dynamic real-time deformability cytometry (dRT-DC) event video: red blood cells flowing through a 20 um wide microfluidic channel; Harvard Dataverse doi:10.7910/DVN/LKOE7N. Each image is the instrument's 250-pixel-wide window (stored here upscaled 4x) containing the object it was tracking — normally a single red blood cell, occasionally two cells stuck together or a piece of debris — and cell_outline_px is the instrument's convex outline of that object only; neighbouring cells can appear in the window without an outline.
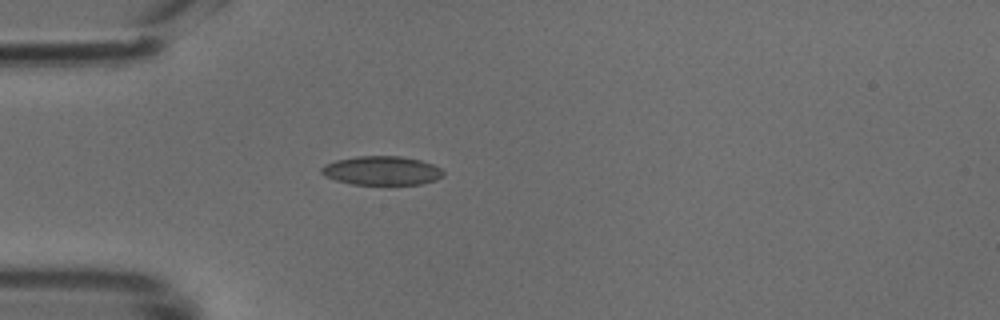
{"species": "common noctule bat (a hibernating species)", "species_latin": "Nyctalus noctula", "temperature_condition": "cold", "stored_images_in_passage": 31, "camera_frame_rate_fps": 3000, "um_per_image_px": 0.085, "animal": {"sex": "male", "body_mass_g": 18.8}, "frame": {"image": 1, "passage_image": 1, "time_ms": 0.0, "image_size_px": [1000, 320], "cell_outline_px": [[444, 176], [436, 180], [420, 184], [388, 188], [352, 184], [336, 180], [324, 176], [320, 172], [320, 168], [324, 164], [336, 160], [356, 156], [400, 156], [420, 160], [432, 164], [440, 168], [444, 172]], "centroid_in_image_um": [32.45, 14.55], "position_along_channel_um": 52.5, "area_um2": 21.56}}
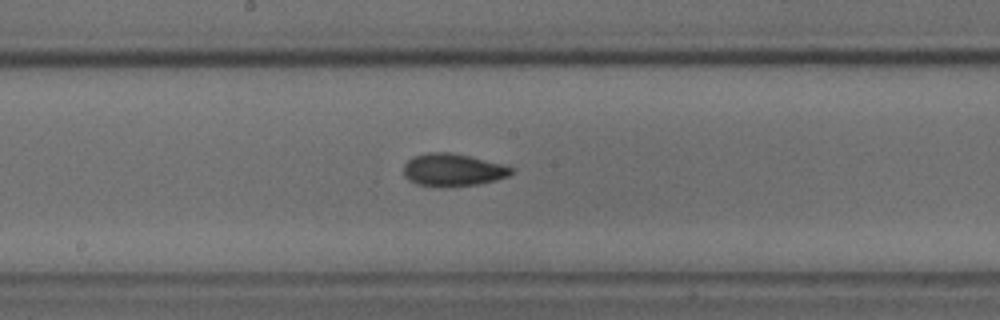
{"frame": {"image": 2, "passage_image": 13, "time_ms": 4.0, "image_size_px": [1000, 320], "cell_outline_px": [[516, 168], [508, 176], [496, 180], [480, 184], [452, 188], [440, 188], [416, 184], [408, 180], [404, 176], [404, 164], [412, 156], [428, 152], [452, 152], [504, 164]], "centroid_in_image_um": [38.49, 14.46], "position_along_channel_um": 209.7, "area_um2": 21.1}}
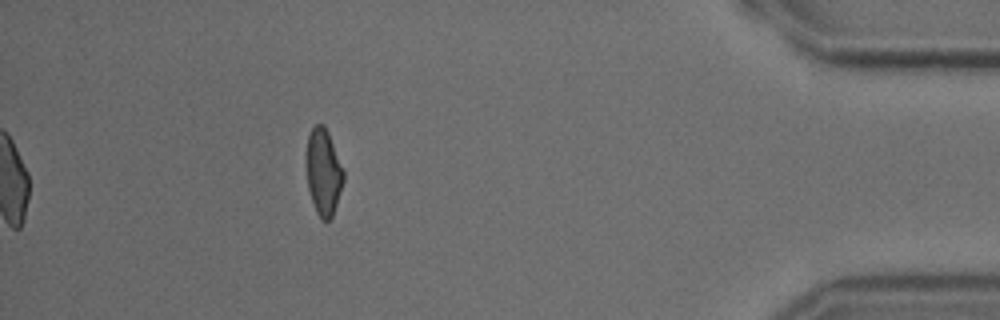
{"frame": {"image": 3, "passage_image": 31, "time_ms": 10.0, "image_size_px": [1000, 320], "cell_outline_px": [[344, 180], [332, 216], [328, 220], [320, 220], [316, 212], [308, 188], [308, 136], [312, 128], [316, 124], [324, 124], [328, 132], [344, 172]], "centroid_in_image_um": [27.51, 14.64], "position_along_channel_um": 407.7, "area_um2": 18.09}}